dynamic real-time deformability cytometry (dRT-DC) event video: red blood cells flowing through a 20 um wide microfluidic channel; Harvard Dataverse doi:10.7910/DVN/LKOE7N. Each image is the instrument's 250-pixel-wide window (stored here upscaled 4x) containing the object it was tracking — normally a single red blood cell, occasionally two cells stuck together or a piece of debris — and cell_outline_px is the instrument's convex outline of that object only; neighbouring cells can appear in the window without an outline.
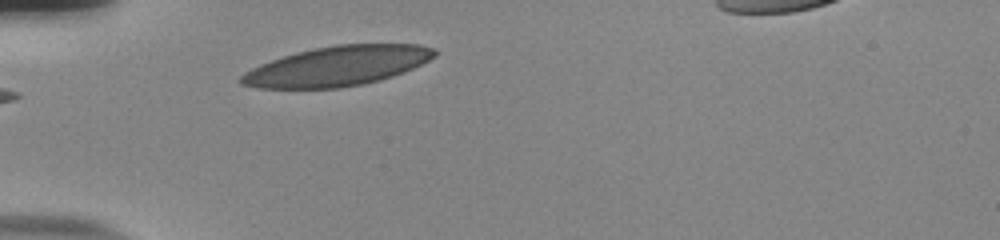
{"species": "human", "species_latin": "Homo sapiens", "temperature_condition": "room temperature", "stored_images_in_passage": 29, "camera_frame_rate_fps": 3000, "um_per_image_px": 0.085, "donor": {"sex": "male"}, "frame": {"image": 1, "passage_image": 1, "time_ms": 0.0, "image_size_px": [1000, 240], "cell_outline_px": [[436, 56], [404, 72], [380, 80], [340, 88], [256, 88], [240, 84], [236, 80], [244, 72], [260, 64], [296, 52], [336, 44], [420, 44], [436, 48]], "centroid_in_image_um": [28.65, 5.61], "position_along_channel_um": 56.3, "area_um2": 44.74}}
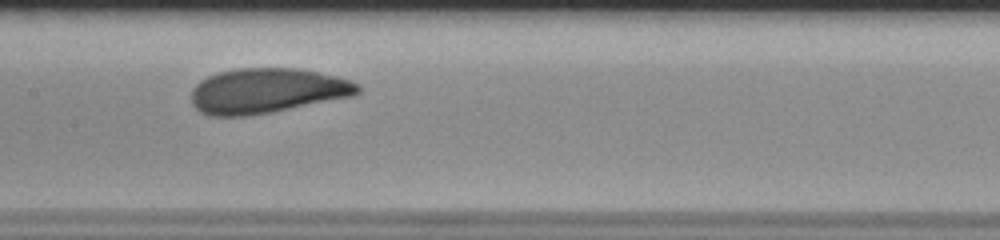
{"frame": {"image": 2, "passage_image": 12, "time_ms": 3.667, "image_size_px": [1000, 240], "cell_outline_px": [[360, 92], [352, 96], [272, 112], [248, 116], [208, 116], [200, 112], [192, 104], [192, 88], [200, 80], [208, 76], [220, 72], [236, 68], [300, 68], [336, 76], [352, 80], [360, 84]], "centroid_in_image_um": [22.69, 7.71], "position_along_channel_um": 184.7, "area_um2": 43.87}}
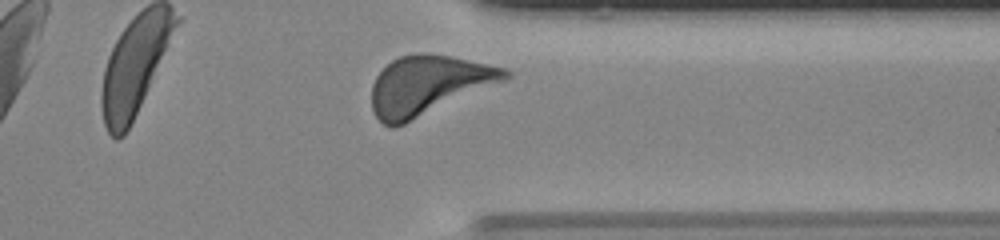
{"frame": {"image": 3, "passage_image": 27, "time_ms": 8.667, "image_size_px": [1000, 240], "cell_outline_px": [[512, 76], [504, 80], [404, 124], [392, 128], [384, 124], [372, 112], [372, 84], [376, 76], [392, 60], [400, 56], [448, 56], [504, 68], [512, 72]], "centroid_in_image_um": [36.36, 7.29], "position_along_channel_um": 375.0, "area_um2": 44.56}, "authors_computed_cell_mechanics": {"area_um2": 42.9454, "velocity_mm_per_s": 3.8322, "shape_relaxation_time_tau1_ms": 2.1386, "shape_relaxation_time_tau2_ms": 3.5841, "deformation_change_tau1": 0.1044, "deformation_change_tau2": 0.1165}}